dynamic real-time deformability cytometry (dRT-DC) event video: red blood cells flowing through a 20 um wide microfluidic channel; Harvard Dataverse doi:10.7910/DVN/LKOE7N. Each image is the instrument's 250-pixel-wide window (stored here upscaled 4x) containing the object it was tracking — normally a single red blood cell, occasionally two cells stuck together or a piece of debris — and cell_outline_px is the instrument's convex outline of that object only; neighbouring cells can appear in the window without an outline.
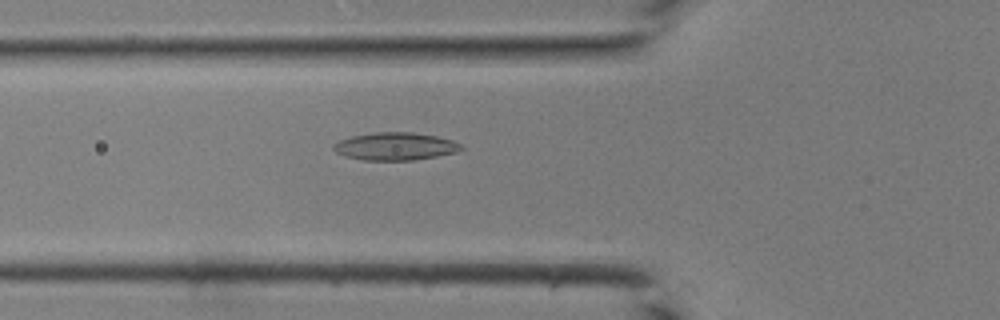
{"species": "common noctule bat (a hibernating species)", "species_latin": "Nyctalus noctula", "temperature_condition": "room temperature", "stored_images_in_passage": 42, "camera_frame_rate_fps": 3000, "um_per_image_px": 0.085, "animal": {"sex": "male", "body_mass_g": 19.0, "forearm_length_mm": 50.8}, "frame": {"image": 1, "passage_image": 16, "time_ms": 5.0, "image_size_px": [1000, 320], "cell_outline_px": [[464, 148], [456, 152], [436, 156], [412, 160], [364, 160], [344, 156], [336, 152], [332, 148], [332, 144], [340, 140], [352, 136], [376, 132], [412, 132], [436, 136], [452, 140], [460, 144]], "centroid_in_image_um": [33.57, 12.44], "position_along_channel_um": 92.2, "area_um2": 20.52}}
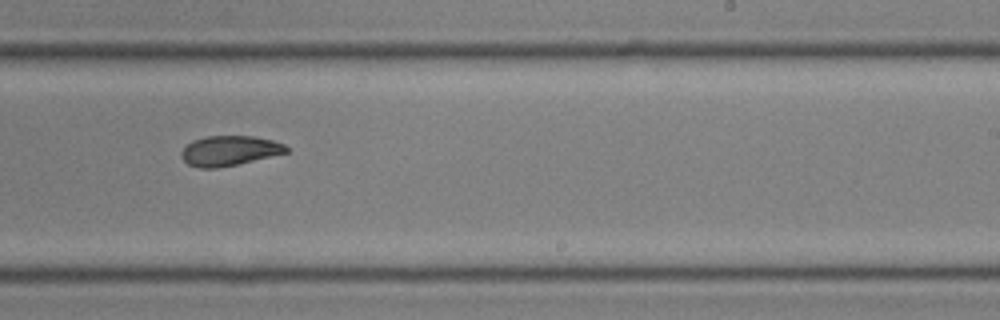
{"frame": {"image": 2, "passage_image": 27, "time_ms": 8.667, "image_size_px": [1000, 320], "cell_outline_px": [[288, 152], [236, 164], [216, 168], [200, 168], [188, 164], [180, 156], [180, 152], [192, 140], [208, 136], [252, 136], [272, 140], [284, 144], [288, 148]], "centroid_in_image_um": [19.47, 12.8], "position_along_channel_um": 269.5, "area_um2": 18.09}}
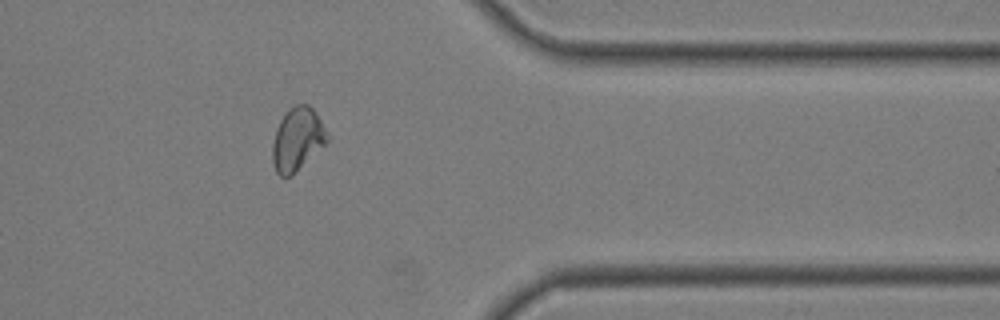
{"frame": {"image": 3, "passage_image": 35, "time_ms": 11.333, "image_size_px": [1000, 320], "cell_outline_px": [[328, 140], [324, 144], [288, 176], [280, 176], [276, 172], [272, 160], [272, 144], [276, 128], [280, 120], [288, 108], [296, 104], [308, 104], [316, 112], [328, 136]], "centroid_in_image_um": [25.23, 11.77], "position_along_channel_um": 386.2, "area_um2": 19.48}}